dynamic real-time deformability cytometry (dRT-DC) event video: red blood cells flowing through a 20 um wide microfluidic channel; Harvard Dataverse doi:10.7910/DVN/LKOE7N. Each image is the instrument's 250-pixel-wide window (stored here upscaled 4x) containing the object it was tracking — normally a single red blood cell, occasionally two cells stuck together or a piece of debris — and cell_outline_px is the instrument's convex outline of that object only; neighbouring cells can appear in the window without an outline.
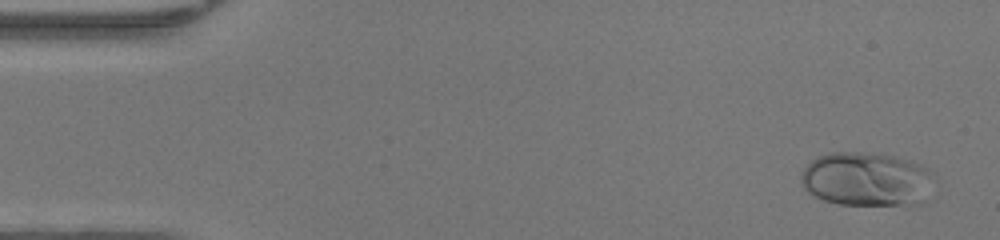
{"species": "human", "species_latin": "Homo sapiens", "temperature_condition": "warm", "stored_images_in_passage": 47, "camera_frame_rate_fps": 3000, "um_per_image_px": 0.085, "donor": {"sex": "female"}, "frame": {"image": 1, "passage_image": 2, "time_ms": 0.333, "image_size_px": [1000, 240], "cell_outline_px": [[928, 172], [924, 204], [912, 208], [840, 204], [824, 200], [808, 192], [804, 188], [800, 180], [800, 176], [804, 168], [816, 156], [832, 152], [860, 152], [896, 156], [920, 164], [928, 168]], "centroid_in_image_um": [73.62, 15.28], "position_along_channel_um": 11.4, "area_um2": 42.31}}
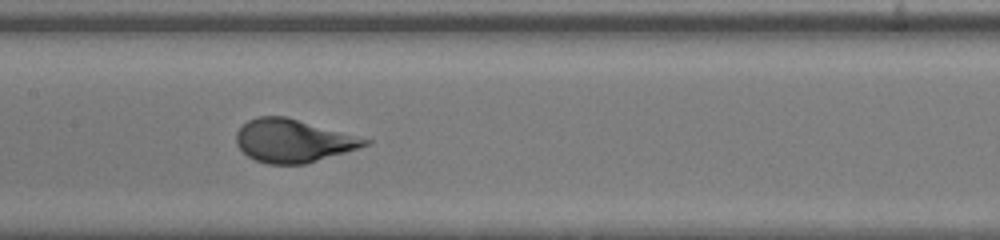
{"frame": {"image": 2, "passage_image": 23, "time_ms": 7.333, "image_size_px": [1000, 240], "cell_outline_px": [[372, 140], [368, 144], [344, 152], [304, 164], [268, 164], [256, 160], [248, 156], [236, 144], [236, 132], [248, 120], [256, 116], [284, 116]], "centroid_in_image_um": [24.85, 11.96], "position_along_channel_um": 182.5, "area_um2": 31.67}}
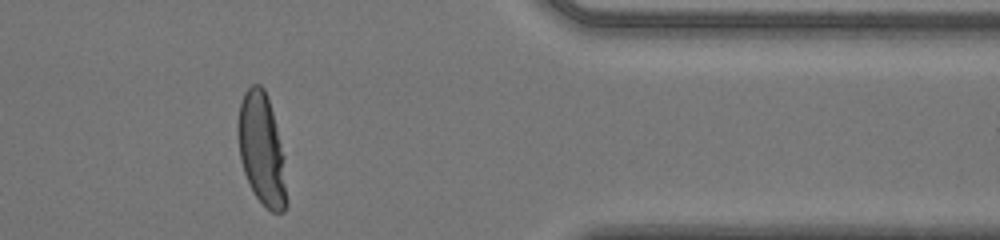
{"frame": {"image": 3, "passage_image": 39, "time_ms": 12.667, "image_size_px": [1000, 240], "cell_outline_px": [[288, 204], [284, 212], [272, 212], [256, 196], [244, 172], [240, 160], [236, 132], [236, 124], [240, 104], [244, 92], [252, 84], [260, 84], [264, 88], [272, 112], [284, 156]], "centroid_in_image_um": [22.24, 12.7], "position_along_channel_um": 389.2, "area_um2": 31.79}, "authors_computed_cell_mechanics": {"area_um2": 33.1194, "velocity_mm_per_s": 4.2856, "shape_relaxation_time_tau1_ms": 3.9183, "shape_relaxation_time_tau2_ms": null, "deformation_change_tau1": 0.2206, "deformation_change_tau2": null}}